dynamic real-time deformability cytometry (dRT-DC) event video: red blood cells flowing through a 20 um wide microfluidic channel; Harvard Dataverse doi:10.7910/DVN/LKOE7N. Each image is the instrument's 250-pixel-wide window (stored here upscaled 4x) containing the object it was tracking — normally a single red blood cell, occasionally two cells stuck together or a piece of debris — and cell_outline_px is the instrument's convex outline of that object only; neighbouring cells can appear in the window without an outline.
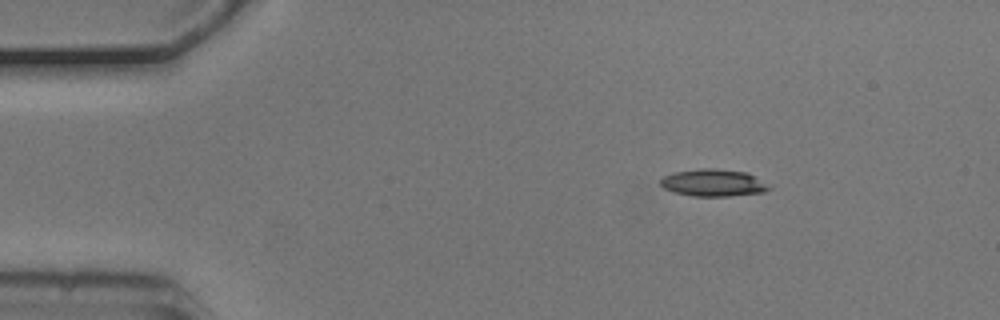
{"species": "common noctule bat (a hibernating species)", "species_latin": "Nyctalus noctula", "temperature_condition": "cold", "stored_images_in_passage": 5, "segment_of_instrument_passage": [2, 2], "camera_frame_rate_fps": 3000, "um_per_image_px": 0.085, "animal": {"sex": "male", "body_mass_g": 20.5, "forearm_length_mm": 52.5}, "frame": {"image": 1, "passage_image": 5, "time_ms": 1.333, "image_size_px": [1000, 320], "cell_outline_px": [[772, 188], [764, 192], [728, 196], [692, 196], [676, 192], [664, 188], [660, 184], [660, 180], [664, 176], [676, 172], [700, 168], [716, 168], [748, 172]], "centroid_in_image_um": [60.64, 15.53], "position_along_channel_um": 24.4, "area_um2": 17.05}}